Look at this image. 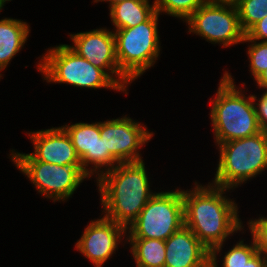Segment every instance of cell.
Listing matches in <instances>:
<instances>
[{
    "instance_id": "cell-30",
    "label": "cell",
    "mask_w": 267,
    "mask_h": 267,
    "mask_svg": "<svg viewBox=\"0 0 267 267\" xmlns=\"http://www.w3.org/2000/svg\"><path fill=\"white\" fill-rule=\"evenodd\" d=\"M7 1H12V0H0V12L4 8L3 6H5Z\"/></svg>"
},
{
    "instance_id": "cell-23",
    "label": "cell",
    "mask_w": 267,
    "mask_h": 267,
    "mask_svg": "<svg viewBox=\"0 0 267 267\" xmlns=\"http://www.w3.org/2000/svg\"><path fill=\"white\" fill-rule=\"evenodd\" d=\"M248 228L251 231L258 253L267 258V216H261L258 219L248 221Z\"/></svg>"
},
{
    "instance_id": "cell-28",
    "label": "cell",
    "mask_w": 267,
    "mask_h": 267,
    "mask_svg": "<svg viewBox=\"0 0 267 267\" xmlns=\"http://www.w3.org/2000/svg\"><path fill=\"white\" fill-rule=\"evenodd\" d=\"M209 2H219V3H232L235 4L238 0H207Z\"/></svg>"
},
{
    "instance_id": "cell-25",
    "label": "cell",
    "mask_w": 267,
    "mask_h": 267,
    "mask_svg": "<svg viewBox=\"0 0 267 267\" xmlns=\"http://www.w3.org/2000/svg\"><path fill=\"white\" fill-rule=\"evenodd\" d=\"M245 35L250 40L255 41H266L267 42V15L256 22L246 33Z\"/></svg>"
},
{
    "instance_id": "cell-26",
    "label": "cell",
    "mask_w": 267,
    "mask_h": 267,
    "mask_svg": "<svg viewBox=\"0 0 267 267\" xmlns=\"http://www.w3.org/2000/svg\"><path fill=\"white\" fill-rule=\"evenodd\" d=\"M244 267H267V258L257 252Z\"/></svg>"
},
{
    "instance_id": "cell-9",
    "label": "cell",
    "mask_w": 267,
    "mask_h": 267,
    "mask_svg": "<svg viewBox=\"0 0 267 267\" xmlns=\"http://www.w3.org/2000/svg\"><path fill=\"white\" fill-rule=\"evenodd\" d=\"M36 187L53 202L66 201L86 179L82 165H56L43 161H12Z\"/></svg>"
},
{
    "instance_id": "cell-8",
    "label": "cell",
    "mask_w": 267,
    "mask_h": 267,
    "mask_svg": "<svg viewBox=\"0 0 267 267\" xmlns=\"http://www.w3.org/2000/svg\"><path fill=\"white\" fill-rule=\"evenodd\" d=\"M188 33L205 38L211 44L223 48L243 43L242 30L235 4L206 1L186 21Z\"/></svg>"
},
{
    "instance_id": "cell-10",
    "label": "cell",
    "mask_w": 267,
    "mask_h": 267,
    "mask_svg": "<svg viewBox=\"0 0 267 267\" xmlns=\"http://www.w3.org/2000/svg\"><path fill=\"white\" fill-rule=\"evenodd\" d=\"M154 133L126 115L117 119L100 121V136L104 140L105 152H109L119 163L140 162L141 147L151 140Z\"/></svg>"
},
{
    "instance_id": "cell-15",
    "label": "cell",
    "mask_w": 267,
    "mask_h": 267,
    "mask_svg": "<svg viewBox=\"0 0 267 267\" xmlns=\"http://www.w3.org/2000/svg\"><path fill=\"white\" fill-rule=\"evenodd\" d=\"M164 267H210V250L183 226L165 241Z\"/></svg>"
},
{
    "instance_id": "cell-12",
    "label": "cell",
    "mask_w": 267,
    "mask_h": 267,
    "mask_svg": "<svg viewBox=\"0 0 267 267\" xmlns=\"http://www.w3.org/2000/svg\"><path fill=\"white\" fill-rule=\"evenodd\" d=\"M61 127L69 135L81 160L83 171L90 178L94 175L97 180L103 173L119 164L109 152H105L104 140L100 136V122L91 124L79 122ZM90 164L93 165L91 169Z\"/></svg>"
},
{
    "instance_id": "cell-27",
    "label": "cell",
    "mask_w": 267,
    "mask_h": 267,
    "mask_svg": "<svg viewBox=\"0 0 267 267\" xmlns=\"http://www.w3.org/2000/svg\"><path fill=\"white\" fill-rule=\"evenodd\" d=\"M257 86L267 91V69L255 80Z\"/></svg>"
},
{
    "instance_id": "cell-6",
    "label": "cell",
    "mask_w": 267,
    "mask_h": 267,
    "mask_svg": "<svg viewBox=\"0 0 267 267\" xmlns=\"http://www.w3.org/2000/svg\"><path fill=\"white\" fill-rule=\"evenodd\" d=\"M159 16L156 11L147 21L135 27L113 31L119 69L131 83L150 69L159 58Z\"/></svg>"
},
{
    "instance_id": "cell-11",
    "label": "cell",
    "mask_w": 267,
    "mask_h": 267,
    "mask_svg": "<svg viewBox=\"0 0 267 267\" xmlns=\"http://www.w3.org/2000/svg\"><path fill=\"white\" fill-rule=\"evenodd\" d=\"M73 45H68L79 56L104 70L127 93L131 82L121 73L116 58L115 36L107 28L69 34Z\"/></svg>"
},
{
    "instance_id": "cell-5",
    "label": "cell",
    "mask_w": 267,
    "mask_h": 267,
    "mask_svg": "<svg viewBox=\"0 0 267 267\" xmlns=\"http://www.w3.org/2000/svg\"><path fill=\"white\" fill-rule=\"evenodd\" d=\"M37 68L48 83H66L90 89L108 88L125 93L104 70L79 56L68 44L48 48Z\"/></svg>"
},
{
    "instance_id": "cell-3",
    "label": "cell",
    "mask_w": 267,
    "mask_h": 267,
    "mask_svg": "<svg viewBox=\"0 0 267 267\" xmlns=\"http://www.w3.org/2000/svg\"><path fill=\"white\" fill-rule=\"evenodd\" d=\"M218 85L209 113L216 146L261 132L251 94L245 96L228 71Z\"/></svg>"
},
{
    "instance_id": "cell-4",
    "label": "cell",
    "mask_w": 267,
    "mask_h": 267,
    "mask_svg": "<svg viewBox=\"0 0 267 267\" xmlns=\"http://www.w3.org/2000/svg\"><path fill=\"white\" fill-rule=\"evenodd\" d=\"M219 161L211 184L235 189L267 169V133L217 145Z\"/></svg>"
},
{
    "instance_id": "cell-22",
    "label": "cell",
    "mask_w": 267,
    "mask_h": 267,
    "mask_svg": "<svg viewBox=\"0 0 267 267\" xmlns=\"http://www.w3.org/2000/svg\"><path fill=\"white\" fill-rule=\"evenodd\" d=\"M248 42V59L251 75L256 80L267 69V42L250 40L246 35L243 43Z\"/></svg>"
},
{
    "instance_id": "cell-16",
    "label": "cell",
    "mask_w": 267,
    "mask_h": 267,
    "mask_svg": "<svg viewBox=\"0 0 267 267\" xmlns=\"http://www.w3.org/2000/svg\"><path fill=\"white\" fill-rule=\"evenodd\" d=\"M29 27L28 23L19 19L5 17L0 20V72L8 66L27 42Z\"/></svg>"
},
{
    "instance_id": "cell-2",
    "label": "cell",
    "mask_w": 267,
    "mask_h": 267,
    "mask_svg": "<svg viewBox=\"0 0 267 267\" xmlns=\"http://www.w3.org/2000/svg\"><path fill=\"white\" fill-rule=\"evenodd\" d=\"M145 162L119 163L96 180L102 213L126 228L155 194L150 189Z\"/></svg>"
},
{
    "instance_id": "cell-19",
    "label": "cell",
    "mask_w": 267,
    "mask_h": 267,
    "mask_svg": "<svg viewBox=\"0 0 267 267\" xmlns=\"http://www.w3.org/2000/svg\"><path fill=\"white\" fill-rule=\"evenodd\" d=\"M235 5L245 33L267 15V0H238Z\"/></svg>"
},
{
    "instance_id": "cell-18",
    "label": "cell",
    "mask_w": 267,
    "mask_h": 267,
    "mask_svg": "<svg viewBox=\"0 0 267 267\" xmlns=\"http://www.w3.org/2000/svg\"><path fill=\"white\" fill-rule=\"evenodd\" d=\"M130 243V253L137 267H164L165 241L148 238H126Z\"/></svg>"
},
{
    "instance_id": "cell-20",
    "label": "cell",
    "mask_w": 267,
    "mask_h": 267,
    "mask_svg": "<svg viewBox=\"0 0 267 267\" xmlns=\"http://www.w3.org/2000/svg\"><path fill=\"white\" fill-rule=\"evenodd\" d=\"M207 0H154L156 11L185 22Z\"/></svg>"
},
{
    "instance_id": "cell-7",
    "label": "cell",
    "mask_w": 267,
    "mask_h": 267,
    "mask_svg": "<svg viewBox=\"0 0 267 267\" xmlns=\"http://www.w3.org/2000/svg\"><path fill=\"white\" fill-rule=\"evenodd\" d=\"M184 226L182 190L155 192L138 217L127 227L126 238L166 241Z\"/></svg>"
},
{
    "instance_id": "cell-21",
    "label": "cell",
    "mask_w": 267,
    "mask_h": 267,
    "mask_svg": "<svg viewBox=\"0 0 267 267\" xmlns=\"http://www.w3.org/2000/svg\"><path fill=\"white\" fill-rule=\"evenodd\" d=\"M257 253L255 242L245 244L244 239L236 242L223 256L222 267H244V265Z\"/></svg>"
},
{
    "instance_id": "cell-13",
    "label": "cell",
    "mask_w": 267,
    "mask_h": 267,
    "mask_svg": "<svg viewBox=\"0 0 267 267\" xmlns=\"http://www.w3.org/2000/svg\"><path fill=\"white\" fill-rule=\"evenodd\" d=\"M33 143V153L11 150L12 161H43L56 165H82L71 139L60 127L27 133Z\"/></svg>"
},
{
    "instance_id": "cell-1",
    "label": "cell",
    "mask_w": 267,
    "mask_h": 267,
    "mask_svg": "<svg viewBox=\"0 0 267 267\" xmlns=\"http://www.w3.org/2000/svg\"><path fill=\"white\" fill-rule=\"evenodd\" d=\"M192 190H182L184 226L210 250V267H219L217 254L221 252L229 236L240 232L244 226L239 218L235 200L226 196L228 188L210 182H195ZM225 194V195H224Z\"/></svg>"
},
{
    "instance_id": "cell-24",
    "label": "cell",
    "mask_w": 267,
    "mask_h": 267,
    "mask_svg": "<svg viewBox=\"0 0 267 267\" xmlns=\"http://www.w3.org/2000/svg\"><path fill=\"white\" fill-rule=\"evenodd\" d=\"M251 97L255 106L260 129L261 131L267 133V91L261 95V98H258L257 95L253 94H251Z\"/></svg>"
},
{
    "instance_id": "cell-14",
    "label": "cell",
    "mask_w": 267,
    "mask_h": 267,
    "mask_svg": "<svg viewBox=\"0 0 267 267\" xmlns=\"http://www.w3.org/2000/svg\"><path fill=\"white\" fill-rule=\"evenodd\" d=\"M124 236L126 240L125 226L103 216L87 224L75 247L95 267H102L115 254Z\"/></svg>"
},
{
    "instance_id": "cell-17",
    "label": "cell",
    "mask_w": 267,
    "mask_h": 267,
    "mask_svg": "<svg viewBox=\"0 0 267 267\" xmlns=\"http://www.w3.org/2000/svg\"><path fill=\"white\" fill-rule=\"evenodd\" d=\"M109 16L116 30L131 28L147 21L155 12L149 0H124L109 7Z\"/></svg>"
},
{
    "instance_id": "cell-29",
    "label": "cell",
    "mask_w": 267,
    "mask_h": 267,
    "mask_svg": "<svg viewBox=\"0 0 267 267\" xmlns=\"http://www.w3.org/2000/svg\"><path fill=\"white\" fill-rule=\"evenodd\" d=\"M109 2V7L112 6L113 4L117 3V2H120V1H124V0H94V3H97V2Z\"/></svg>"
}]
</instances>
